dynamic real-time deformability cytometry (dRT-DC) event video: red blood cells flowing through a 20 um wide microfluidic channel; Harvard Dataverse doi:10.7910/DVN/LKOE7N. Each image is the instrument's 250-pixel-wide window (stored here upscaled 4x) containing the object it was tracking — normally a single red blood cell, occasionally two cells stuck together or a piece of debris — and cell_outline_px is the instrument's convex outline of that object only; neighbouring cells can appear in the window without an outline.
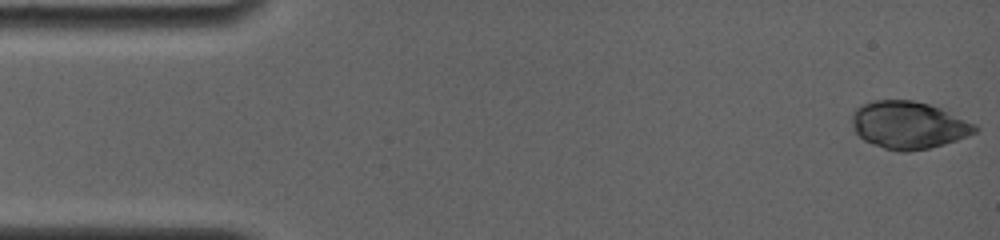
{"species": "common noctule bat (a hibernating species)", "species_latin": "Nyctalus noctula", "temperature_condition": "room temperature", "stored_images_in_passage": 12, "camera_frame_rate_fps": 4000, "um_per_image_px": 0.085, "animal": {"sex": "female", "body_mass_g": 19.0, "forearm_length_mm": 56.7}, "frame": {"image": 1, "passage_image": 1, "time_ms": 0.0, "image_size_px": [1000, 240], "cell_outline_px": [[980, 128], [976, 132], [968, 136], [944, 144], [928, 148], [908, 152], [900, 152], [884, 148], [864, 140], [856, 132], [852, 124], [852, 116], [856, 108], [872, 100], [912, 100], [928, 104], [976, 124]], "centroid_in_image_um": [77.22, 10.64], "position_along_channel_um": 7.8, "area_um2": 33.7}}